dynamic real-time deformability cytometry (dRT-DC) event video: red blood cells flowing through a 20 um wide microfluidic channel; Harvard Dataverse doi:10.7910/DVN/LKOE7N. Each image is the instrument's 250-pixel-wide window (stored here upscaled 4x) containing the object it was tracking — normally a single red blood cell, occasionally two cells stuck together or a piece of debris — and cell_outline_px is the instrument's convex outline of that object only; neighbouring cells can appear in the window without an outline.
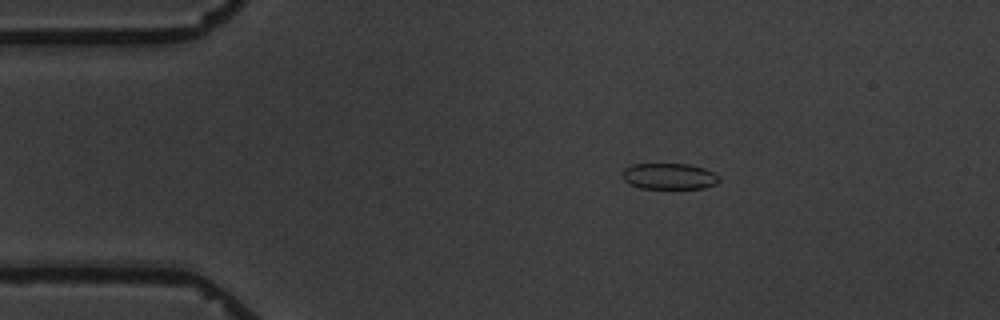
{"species": "common noctule bat (a hibernating species)", "species_latin": "Nyctalus noctula", "temperature_condition": "warm", "stored_images_in_passage": 4, "camera_frame_rate_fps": 3000, "um_per_image_px": 0.085, "animal": {"sex": "male", "body_mass_g": 19.5, "forearm_length_mm": 54.6}, "frame": {"image": 1, "passage_image": 1, "time_ms": 0.0, "image_size_px": [1000, 320], "cell_outline_px": [[720, 180], [716, 184], [704, 188], [640, 188], [624, 180], [620, 176], [620, 172], [624, 168], [632, 164], [688, 164], [704, 168], [720, 176]], "centroid_in_image_um": [56.86, 14.98], "position_along_channel_um": 28.1, "area_um2": 14.8}}
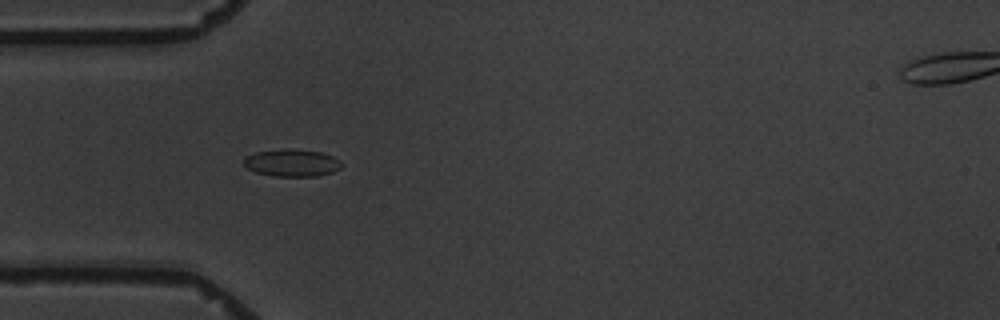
{"frame": {"image": 2, "passage_image": 3, "time_ms": 2.333, "image_size_px": [1000, 320], "cell_outline_px": [[340, 168], [332, 172], [316, 176], [272, 176], [256, 172], [248, 168], [244, 164], [244, 156], [256, 152], [288, 148], [320, 152], [332, 156], [340, 160]], "centroid_in_image_um": [24.78, 13.84], "position_along_channel_um": 60.2, "area_um2": 15.43}}
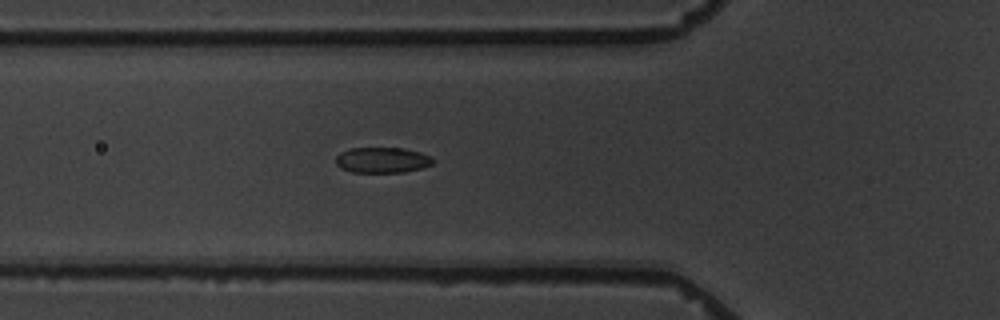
{"frame": {"image": 3, "passage_image": 4, "time_ms": 3.333, "image_size_px": [1000, 320], "cell_outline_px": [[432, 164], [424, 168], [404, 172], [352, 172], [340, 168], [336, 164], [336, 156], [340, 152], [352, 148], [404, 148], [420, 152], [432, 156]], "centroid_in_image_um": [32.5, 13.61], "position_along_channel_um": 93.3, "area_um2": 14.57}}